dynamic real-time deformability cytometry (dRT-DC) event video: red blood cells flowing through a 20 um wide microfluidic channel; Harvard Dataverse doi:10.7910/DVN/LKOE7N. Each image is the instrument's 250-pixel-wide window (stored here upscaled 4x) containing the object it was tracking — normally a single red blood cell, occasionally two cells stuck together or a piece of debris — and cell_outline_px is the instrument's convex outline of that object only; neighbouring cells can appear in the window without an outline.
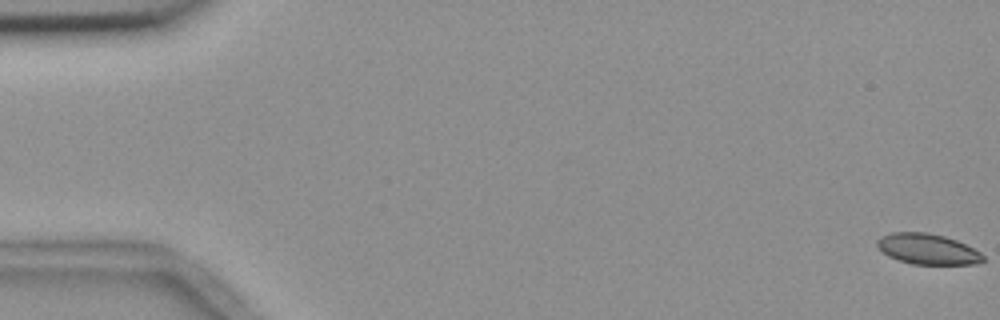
{"species": "common noctule bat (a hibernating species)", "species_latin": "Nyctalus noctula", "temperature_condition": "room temperature", "stored_images_in_passage": 57, "camera_frame_rate_fps": 3000, "um_per_image_px": 0.085, "animal": {"sex": "female", "body_mass_g": 18.4}, "frame": {"image": 1, "passage_image": 1, "time_ms": 0.0, "image_size_px": [1000, 320], "cell_outline_px": [[984, 260], [976, 264], [912, 264], [888, 256], [876, 248], [876, 240], [880, 236], [892, 232], [924, 232], [944, 236], [956, 240], [980, 252], [984, 256]], "centroid_in_image_um": [78.79, 21.16], "position_along_channel_um": 6.2, "area_um2": 18.9}}
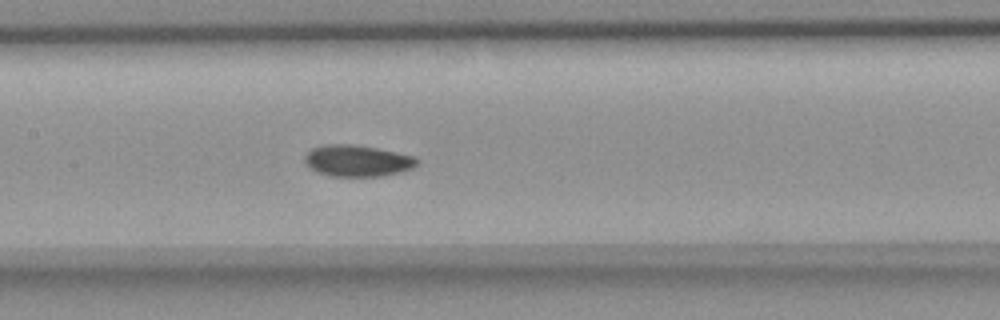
{"frame": {"image": 2, "passage_image": 28, "time_ms": 9.0, "image_size_px": [1000, 320], "cell_outline_px": [[420, 164], [412, 168], [400, 172], [384, 176], [328, 176], [316, 172], [308, 168], [304, 164], [304, 156], [312, 148], [324, 144], [352, 144], [376, 148], [416, 156], [420, 160]], "centroid_in_image_um": [30.37, 13.67], "position_along_channel_um": 177.0, "area_um2": 20.98}}
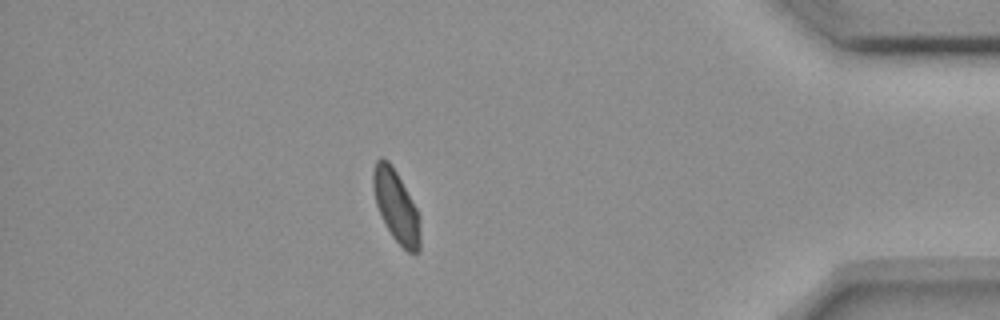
{"frame": {"image": 3, "passage_image": 50, "time_ms": 16.333, "image_size_px": [1000, 320], "cell_outline_px": [[420, 248], [416, 252], [408, 252], [392, 236], [376, 204], [372, 184], [372, 172], [376, 160], [380, 156], [388, 160], [396, 172], [416, 208], [420, 232]], "centroid_in_image_um": [33.64, 17.48], "position_along_channel_um": 401.6, "area_um2": 19.13}, "authors_computed_cell_mechanics": {"area_um2": 20.23, "velocity_mm_per_s": 3.6255, "shape_relaxation_time_tau1_ms": 10.1332, "shape_relaxation_time_tau2_ms": 5.1896, "deformation_change_tau1": 0.1552, "deformation_change_tau2": 0.0694}}